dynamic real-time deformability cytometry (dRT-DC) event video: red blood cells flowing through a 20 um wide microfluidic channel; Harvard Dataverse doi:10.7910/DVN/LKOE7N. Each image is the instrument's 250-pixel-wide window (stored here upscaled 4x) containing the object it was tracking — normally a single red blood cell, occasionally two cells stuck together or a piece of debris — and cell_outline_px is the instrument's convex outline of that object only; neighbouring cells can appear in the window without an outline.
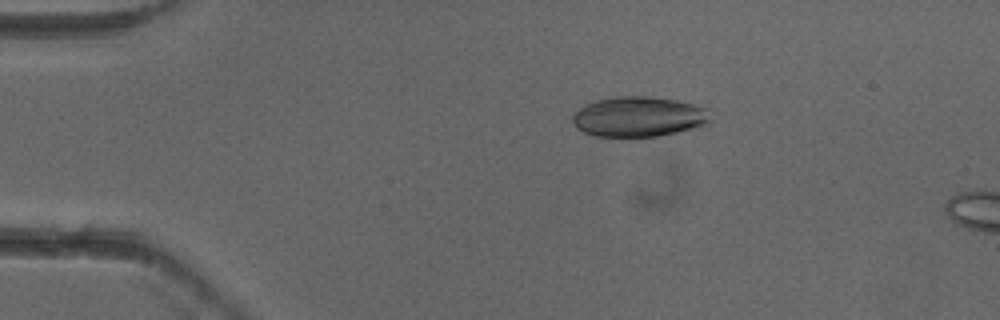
{"species": "common noctule bat (a hibernating species)", "species_latin": "Nyctalus noctula", "temperature_condition": "cold", "stored_images_in_passage": 4, "camera_frame_rate_fps": 3000, "um_per_image_px": 0.085, "animal": {"sex": "female"}, "frame": {"image": 1, "passage_image": 2, "time_ms": 0.333, "image_size_px": [1000, 320], "cell_outline_px": [[712, 120], [708, 124], [660, 136], [592, 136], [576, 128], [572, 120], [572, 116], [580, 108], [596, 100], [616, 96], [648, 96], [676, 100], [692, 104], [704, 108]], "centroid_in_image_um": [54.27, 9.92], "position_along_channel_um": 30.7, "area_um2": 32.02}}